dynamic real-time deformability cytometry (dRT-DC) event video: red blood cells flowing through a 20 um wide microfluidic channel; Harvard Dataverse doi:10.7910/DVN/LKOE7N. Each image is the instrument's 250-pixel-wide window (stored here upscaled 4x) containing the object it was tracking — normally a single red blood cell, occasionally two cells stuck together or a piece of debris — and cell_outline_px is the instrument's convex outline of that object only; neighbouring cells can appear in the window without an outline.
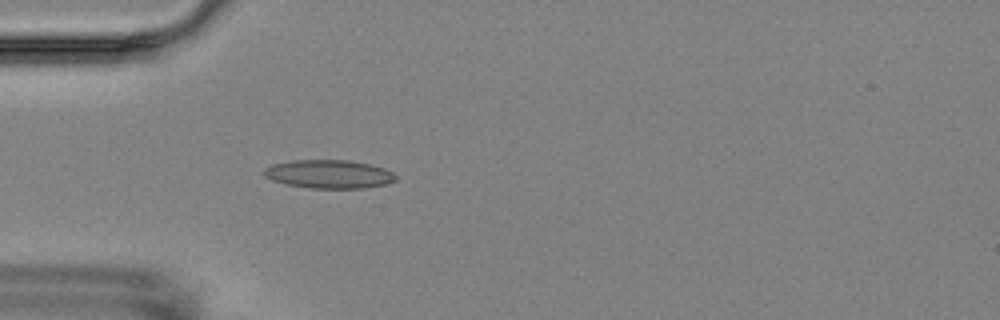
{"species": "Egyptian fruit bat (a non-hibernating species)", "species_latin": "Rousettus aegyptiacus", "temperature_condition": "room temperature", "stored_images_in_passage": 1, "camera_frame_rate_fps": 3000, "um_per_image_px": 0.085, "animal": {"sex": "female"}, "frame": {"image": 1, "passage_image": 1, "time_ms": 0.0, "image_size_px": [1000, 320], "cell_outline_px": [[396, 180], [384, 184], [364, 188], [312, 188], [284, 184], [272, 180], [264, 176], [264, 168], [272, 164], [292, 160], [348, 160], [368, 164], [384, 168], [392, 172], [396, 176]], "centroid_in_image_um": [27.93, 14.8], "position_along_channel_um": 57.1, "area_um2": 21.79}}